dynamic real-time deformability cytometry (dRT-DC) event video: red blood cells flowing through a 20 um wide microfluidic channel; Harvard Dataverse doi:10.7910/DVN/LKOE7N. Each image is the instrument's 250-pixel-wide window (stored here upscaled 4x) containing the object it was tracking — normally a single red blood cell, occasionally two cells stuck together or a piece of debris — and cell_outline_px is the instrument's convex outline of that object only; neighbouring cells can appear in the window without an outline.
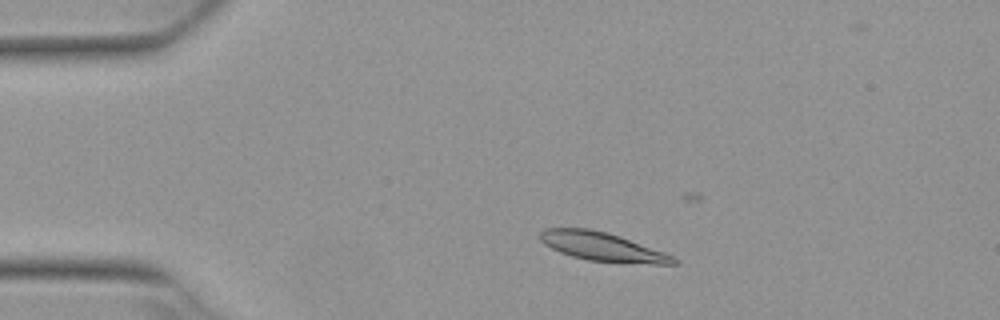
{"species": "Egyptian fruit bat (a non-hibernating species)", "species_latin": "Rousettus aegyptiacus", "temperature_condition": "warm", "stored_images_in_passage": 14, "camera_frame_rate_fps": 3000, "um_per_image_px": 0.085, "animal": {"sex": "female"}, "frame": {"image": 1, "passage_image": 8, "time_ms": 2.333, "image_size_px": [1000, 320], "cell_outline_px": [[680, 260], [676, 264], [656, 264], [588, 260], [572, 256], [560, 252], [544, 244], [536, 236], [544, 228], [588, 228], [620, 236], [664, 252]], "centroid_in_image_um": [51.16, 20.96], "position_along_channel_um": 33.8, "area_um2": 22.14}}